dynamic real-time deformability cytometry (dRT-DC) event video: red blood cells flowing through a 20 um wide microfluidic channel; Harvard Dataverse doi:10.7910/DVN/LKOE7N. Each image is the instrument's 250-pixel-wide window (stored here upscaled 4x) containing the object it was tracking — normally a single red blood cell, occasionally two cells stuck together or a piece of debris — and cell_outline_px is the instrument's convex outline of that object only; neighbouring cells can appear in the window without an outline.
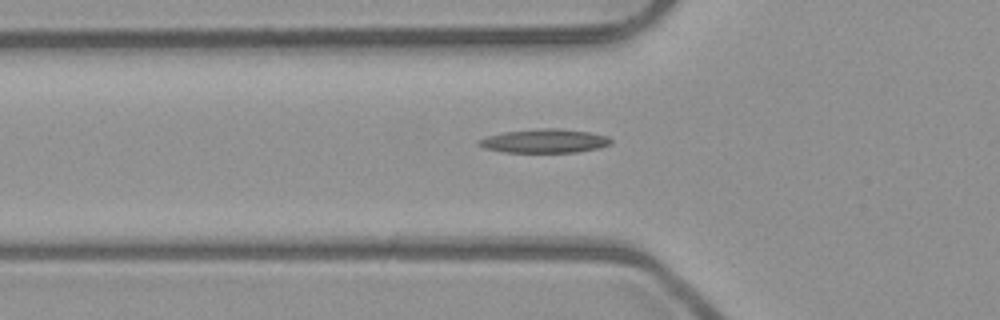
{"species": "common noctule bat (a hibernating species)", "species_latin": "Nyctalus noctula", "temperature_condition": "room temperature", "stored_images_in_passage": 37, "camera_frame_rate_fps": 3000, "um_per_image_px": 0.085, "animal": {"sex": "male", "body_mass_g": 23.1, "forearm_length_mm": 52.7}, "frame": {"image": 1, "passage_image": 3, "time_ms": 0.667, "image_size_px": [1000, 320], "cell_outline_px": [[612, 144], [600, 148], [576, 152], [504, 152], [484, 148], [476, 144], [476, 140], [488, 136], [504, 132], [544, 128], [560, 128], [592, 132], [608, 136], [612, 140]], "centroid_in_image_um": [46.31, 11.98], "position_along_channel_um": 79.5, "area_um2": 18.5}}
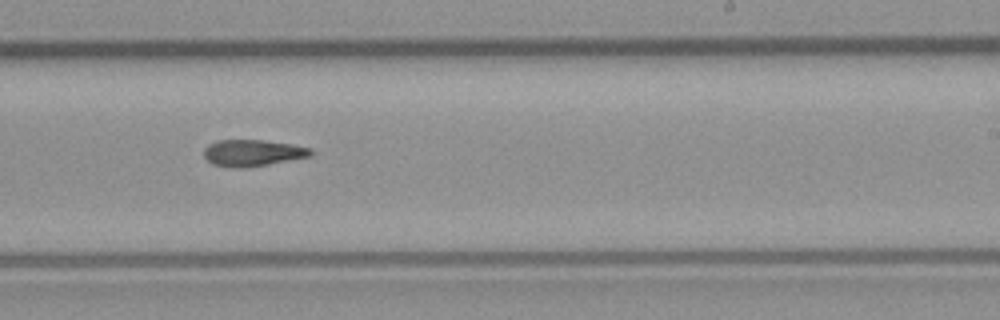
{"frame": {"image": 2, "passage_image": 17, "time_ms": 5.333, "image_size_px": [1000, 320], "cell_outline_px": [[312, 156], [268, 164], [240, 168], [236, 168], [212, 164], [204, 156], [204, 148], [208, 144], [216, 140], [264, 140], [292, 144], [312, 148]], "centroid_in_image_um": [21.47, 12.98], "position_along_channel_um": 267.5, "area_um2": 16.53}}
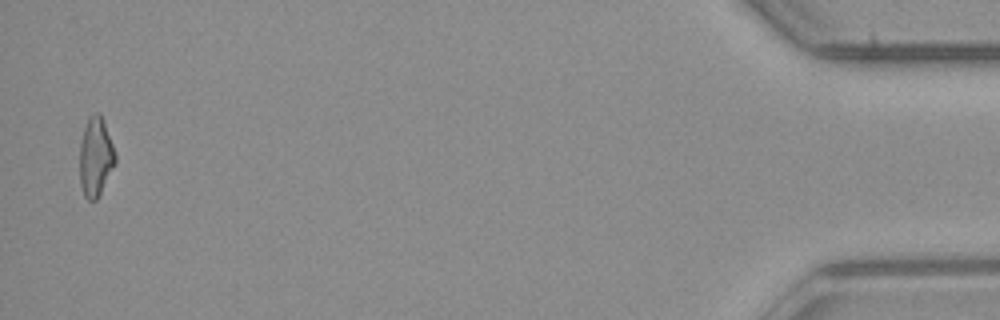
{"frame": {"image": 3, "passage_image": 36, "time_ms": 11.667, "image_size_px": [1000, 320], "cell_outline_px": [[116, 164], [96, 200], [88, 200], [84, 196], [80, 184], [80, 144], [84, 128], [88, 116], [96, 112], [100, 112], [104, 120], [116, 156]], "centroid_in_image_um": [8.13, 13.32], "position_along_channel_um": 427.1, "area_um2": 16.47}, "authors_computed_cell_mechanics": {"area_um2": 16.473, "velocity_mm_per_s": 4.0007, "shape_relaxation_time_tau1_ms": 9.2091, "shape_relaxation_time_tau2_ms": null, "deformation_change_tau1": 0.2449, "deformation_change_tau2": null}}